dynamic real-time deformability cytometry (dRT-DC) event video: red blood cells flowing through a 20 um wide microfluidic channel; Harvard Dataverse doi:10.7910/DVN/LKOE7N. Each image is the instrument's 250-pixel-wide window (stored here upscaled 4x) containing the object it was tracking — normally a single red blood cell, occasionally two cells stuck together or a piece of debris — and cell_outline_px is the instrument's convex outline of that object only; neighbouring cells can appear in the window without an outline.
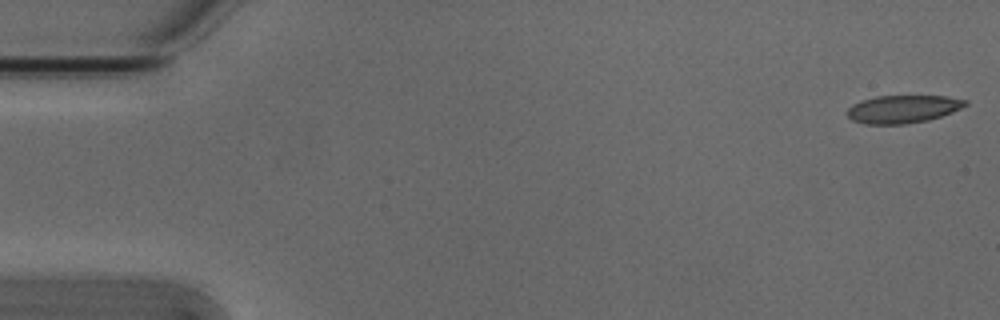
{"species": "Egyptian fruit bat (a non-hibernating species)", "species_latin": "Rousettus aegyptiacus", "temperature_condition": "cold", "stored_images_in_passage": 4, "camera_frame_rate_fps": 3000, "um_per_image_px": 0.085, "animal": {"sex": "male"}, "frame": {"image": 1, "passage_image": 1, "time_ms": 0.0, "image_size_px": [1000, 320], "cell_outline_px": [[968, 104], [952, 112], [928, 120], [904, 124], [864, 124], [852, 120], [848, 116], [848, 108], [852, 104], [860, 100], [876, 96], [944, 96], [968, 100]], "centroid_in_image_um": [76.72, 9.27], "position_along_channel_um": 8.3, "area_um2": 19.13}}
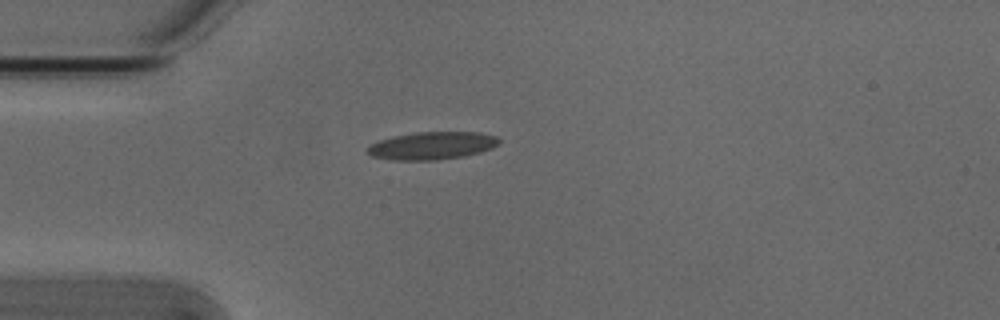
{"frame": {"image": 2, "passage_image": 4, "time_ms": 1.0, "image_size_px": [1000, 320], "cell_outline_px": [[500, 144], [492, 148], [480, 152], [464, 156], [436, 160], [392, 160], [372, 156], [368, 152], [368, 148], [372, 144], [380, 140], [392, 136], [416, 132], [480, 132], [496, 136], [500, 140]], "centroid_in_image_um": [36.76, 12.37], "position_along_channel_um": 48.2, "area_um2": 21.21}}